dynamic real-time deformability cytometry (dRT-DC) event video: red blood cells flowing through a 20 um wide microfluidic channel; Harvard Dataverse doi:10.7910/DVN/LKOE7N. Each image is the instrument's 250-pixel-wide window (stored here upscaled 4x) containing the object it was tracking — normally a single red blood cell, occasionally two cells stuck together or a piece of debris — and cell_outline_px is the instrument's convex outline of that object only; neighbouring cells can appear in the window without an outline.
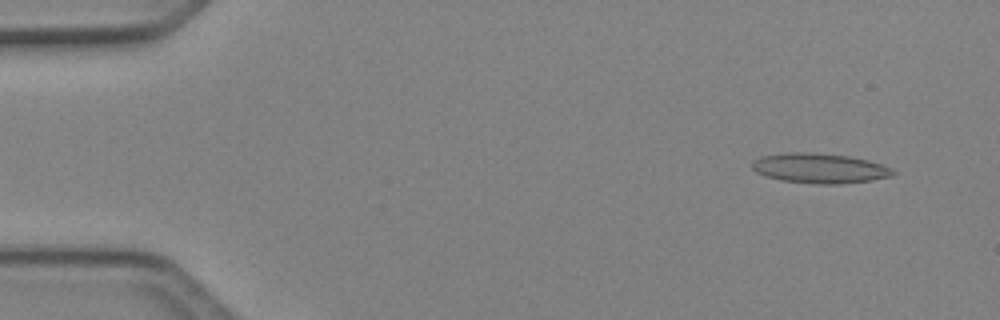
{"species": "Egyptian fruit bat (a non-hibernating species)", "species_latin": "Rousettus aegyptiacus", "temperature_condition": "cold", "stored_images_in_passage": 5, "camera_frame_rate_fps": 3000, "um_per_image_px": 0.085, "animal": {"sex": "female"}, "frame": {"image": 1, "passage_image": 2, "time_ms": 0.333, "image_size_px": [1000, 320], "cell_outline_px": [[896, 172], [892, 176], [872, 180], [840, 184], [816, 184], [780, 180], [764, 176], [756, 172], [752, 168], [752, 160], [760, 156], [784, 152], [808, 152], [848, 156], [868, 160], [892, 168]], "centroid_in_image_um": [69.63, 14.3], "position_along_channel_um": 15.4, "area_um2": 24.74}}
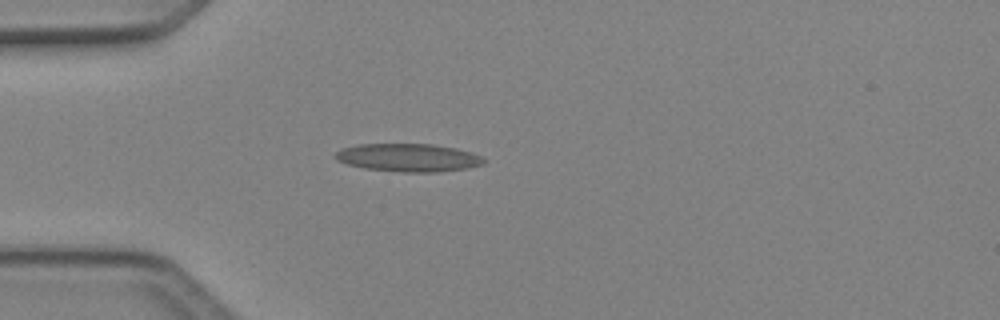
{"frame": {"image": 2, "passage_image": 4, "time_ms": 1.0, "image_size_px": [1000, 320], "cell_outline_px": [[488, 160], [484, 164], [468, 168], [432, 172], [404, 172], [364, 168], [348, 164], [336, 160], [336, 152], [340, 148], [360, 144], [432, 144], [456, 148], [472, 152]], "centroid_in_image_um": [34.73, 13.39], "position_along_channel_um": 50.3, "area_um2": 24.22}}